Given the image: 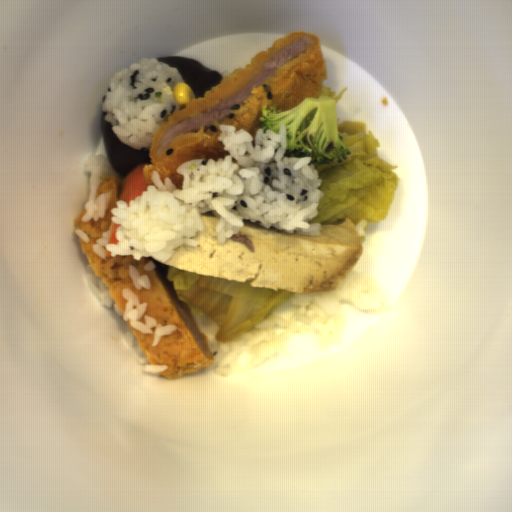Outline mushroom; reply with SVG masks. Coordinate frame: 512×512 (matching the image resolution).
Listing matches in <instances>:
<instances>
[{
    "instance_id": "obj_1",
    "label": "mushroom",
    "mask_w": 512,
    "mask_h": 512,
    "mask_svg": "<svg viewBox=\"0 0 512 512\" xmlns=\"http://www.w3.org/2000/svg\"><path fill=\"white\" fill-rule=\"evenodd\" d=\"M100 126L108 159L116 172L127 177L136 166L152 164L150 147L136 149L124 144L115 135L111 122H107L103 114Z\"/></svg>"
},
{
    "instance_id": "obj_2",
    "label": "mushroom",
    "mask_w": 512,
    "mask_h": 512,
    "mask_svg": "<svg viewBox=\"0 0 512 512\" xmlns=\"http://www.w3.org/2000/svg\"><path fill=\"white\" fill-rule=\"evenodd\" d=\"M160 62L176 67L185 84H188L195 99L204 97V91L219 83L223 74L206 66L200 60L180 56L156 58Z\"/></svg>"
}]
</instances>
